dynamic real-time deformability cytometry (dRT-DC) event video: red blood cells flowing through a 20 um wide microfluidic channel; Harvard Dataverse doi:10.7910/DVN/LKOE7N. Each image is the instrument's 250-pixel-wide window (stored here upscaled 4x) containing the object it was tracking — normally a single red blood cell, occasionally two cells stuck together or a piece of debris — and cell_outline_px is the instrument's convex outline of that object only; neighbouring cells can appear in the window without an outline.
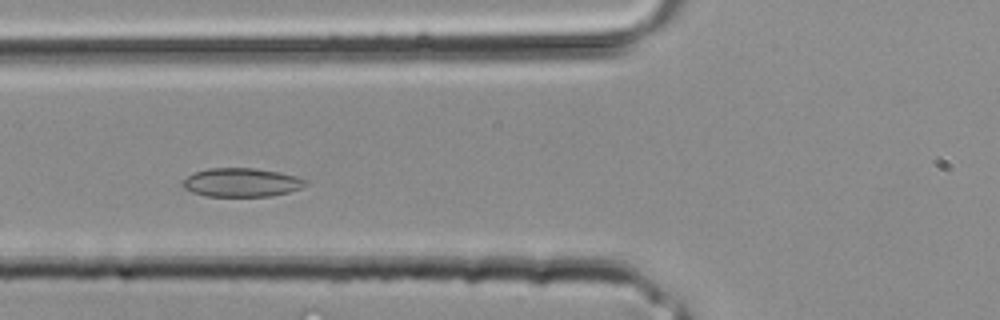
{"species": "common noctule bat (a hibernating species)", "species_latin": "Nyctalus noctula", "temperature_condition": "room temperature", "stored_images_in_passage": 27, "camera_frame_rate_fps": 3000, "um_per_image_px": 0.085, "animal": {"sex": "male", "body_mass_g": 20.4}, "frame": {"image": 1, "passage_image": 6, "time_ms": 1.667, "image_size_px": [1000, 320], "cell_outline_px": [[308, 184], [300, 188], [288, 192], [272, 196], [208, 196], [192, 192], [184, 188], [184, 180], [188, 176], [196, 172], [208, 168], [252, 168], [276, 172], [296, 176], [308, 180]], "centroid_in_image_um": [20.56, 15.51], "position_along_channel_um": 105.2, "area_um2": 20.29}}
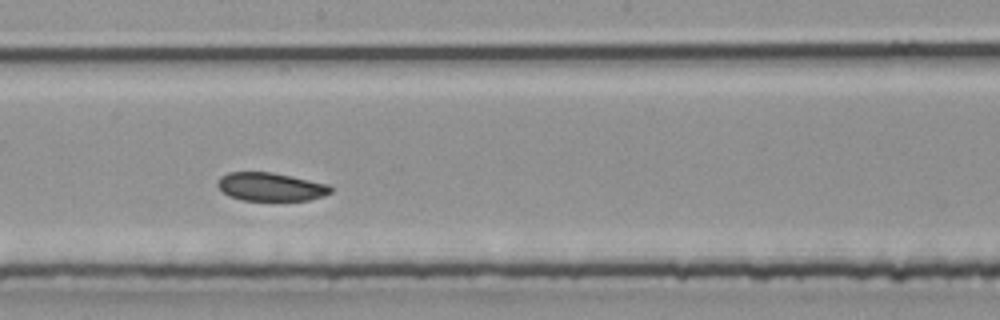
{"frame": {"image": 2, "passage_image": 12, "time_ms": 3.667, "image_size_px": [1000, 320], "cell_outline_px": [[332, 192], [324, 196], [308, 200], [240, 200], [228, 196], [216, 184], [220, 176], [228, 172], [272, 172], [328, 184], [332, 188]], "centroid_in_image_um": [22.99, 15.88], "position_along_channel_um": 225.2, "area_um2": 18.67}}
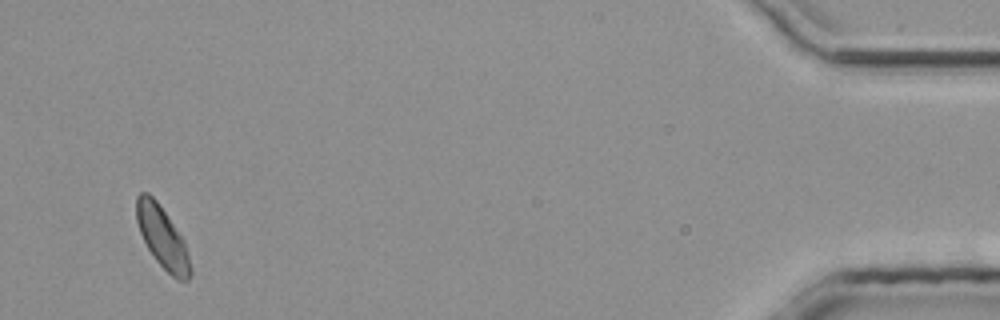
{"frame": {"image": 3, "passage_image": 26, "time_ms": 8.333, "image_size_px": [1000, 320], "cell_outline_px": [[192, 276], [188, 280], [176, 280], [156, 260], [148, 248], [140, 232], [136, 220], [136, 196], [140, 192], [148, 192], [156, 200], [184, 240], [192, 272]], "centroid_in_image_um": [13.8, 20.18], "position_along_channel_um": 421.4, "area_um2": 19.07}}